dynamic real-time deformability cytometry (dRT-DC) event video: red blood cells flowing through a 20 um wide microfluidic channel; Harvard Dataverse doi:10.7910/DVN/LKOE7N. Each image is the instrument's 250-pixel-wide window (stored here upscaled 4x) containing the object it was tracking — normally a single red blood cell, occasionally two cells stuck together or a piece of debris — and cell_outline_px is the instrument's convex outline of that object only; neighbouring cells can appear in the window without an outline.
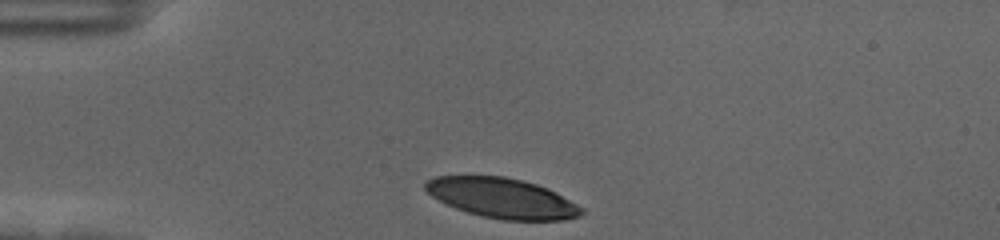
{"species": "human", "species_latin": "Homo sapiens", "temperature_condition": "cold", "stored_images_in_passage": 34, "camera_frame_rate_fps": 3000, "um_per_image_px": 0.085, "donor": {"sex": "female"}, "frame": {"image": 1, "passage_image": 1, "time_ms": 0.0, "image_size_px": [1000, 240], "cell_outline_px": [[584, 212], [580, 216], [564, 220], [500, 220], [480, 216], [456, 208], [432, 196], [424, 188], [424, 184], [428, 180], [436, 176], [504, 176], [536, 184], [548, 188], [584, 208]], "centroid_in_image_um": [42.7, 16.84], "position_along_channel_um": 42.3, "area_um2": 36.24}}
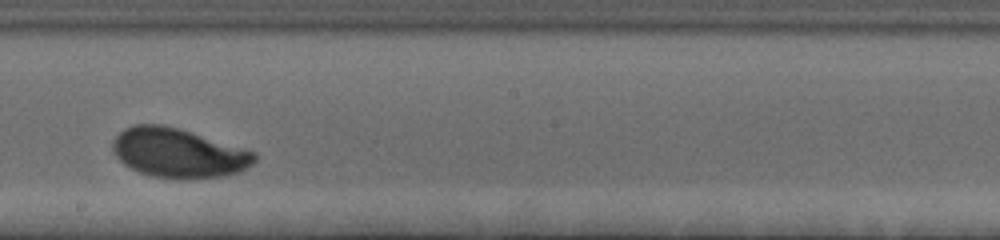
{"frame": {"image": 2, "passage_image": 20, "time_ms": 6.333, "image_size_px": [1000, 240], "cell_outline_px": [[256, 160], [252, 164], [240, 172], [224, 176], [152, 176], [140, 172], [124, 164], [116, 156], [112, 144], [112, 140], [124, 128], [132, 124], [160, 124], [192, 132], [256, 152]], "centroid_in_image_um": [15.15, 12.96], "position_along_channel_um": 233.1, "area_um2": 39.77}}
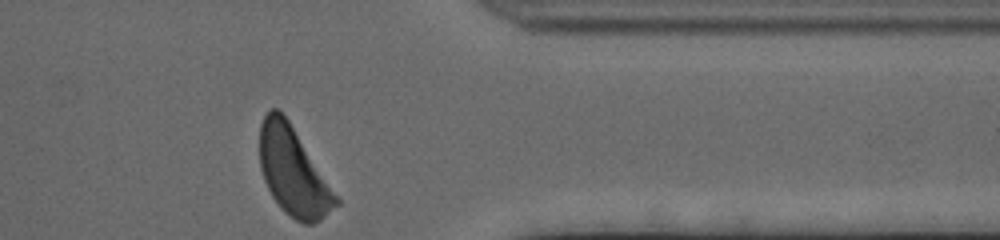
{"frame": {"image": 3, "passage_image": 34, "time_ms": 11.0, "image_size_px": [1000, 240], "cell_outline_px": [[340, 204], [320, 220], [312, 224], [304, 224], [288, 216], [280, 208], [272, 196], [264, 180], [260, 168], [260, 124], [264, 116], [272, 108], [276, 108], [288, 120], [340, 200]], "centroid_in_image_um": [24.92, 14.63], "position_along_channel_um": 386.5, "area_um2": 38.61}, "authors_computed_cell_mechanics": {"area_um2": 39.7375, "velocity_mm_per_s": 3.5205, "shape_relaxation_time_tau1_ms": 2.5964, "shape_relaxation_time_tau2_ms": null, "deformation_change_tau1": 0.1667, "deformation_change_tau2": null}}